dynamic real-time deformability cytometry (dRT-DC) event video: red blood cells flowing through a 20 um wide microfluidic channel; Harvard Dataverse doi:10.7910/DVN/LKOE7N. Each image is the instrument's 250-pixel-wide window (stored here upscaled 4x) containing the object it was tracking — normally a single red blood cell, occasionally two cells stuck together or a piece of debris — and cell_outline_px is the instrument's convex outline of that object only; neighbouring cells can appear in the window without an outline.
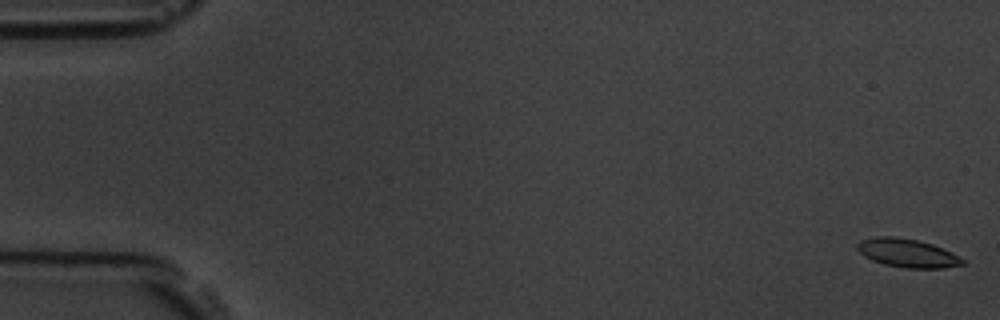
{"species": "common noctule bat (a hibernating species)", "species_latin": "Nyctalus noctula", "temperature_condition": "room temperature", "stored_images_in_passage": 6, "camera_frame_rate_fps": 3000, "um_per_image_px": 0.085, "animal": {"sex": "male", "body_mass_g": 19.5, "forearm_length_mm": 54.6}, "frame": {"image": 1, "passage_image": 1, "time_ms": 0.0, "image_size_px": [1000, 320], "cell_outline_px": [[964, 264], [944, 268], [908, 268], [884, 264], [872, 260], [864, 256], [856, 248], [856, 244], [860, 240], [876, 236], [892, 236], [916, 240], [932, 244], [964, 260]], "centroid_in_image_um": [77.05, 21.51], "position_along_channel_um": 7.9, "area_um2": 17.17}}
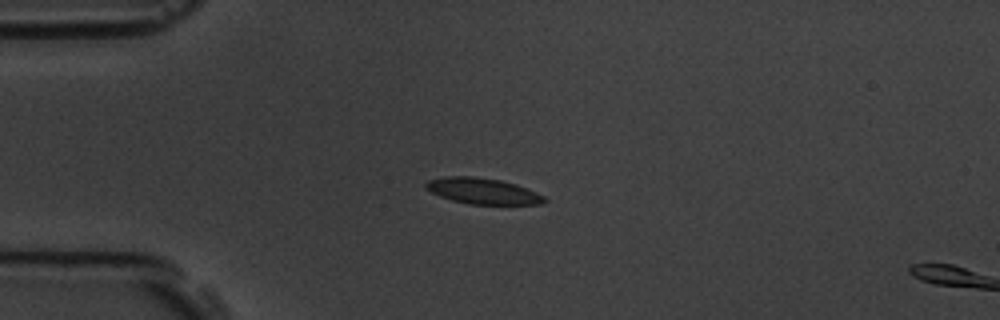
{"frame": {"image": 2, "passage_image": 5, "time_ms": 4.333, "image_size_px": [1000, 320], "cell_outline_px": [[548, 200], [544, 204], [468, 204], [452, 200], [440, 196], [424, 188], [424, 184], [428, 180], [444, 176], [472, 176], [500, 180], [516, 184], [536, 192], [544, 196]], "centroid_in_image_um": [41.02, 16.23], "position_along_channel_um": 44.0, "area_um2": 17.98}}